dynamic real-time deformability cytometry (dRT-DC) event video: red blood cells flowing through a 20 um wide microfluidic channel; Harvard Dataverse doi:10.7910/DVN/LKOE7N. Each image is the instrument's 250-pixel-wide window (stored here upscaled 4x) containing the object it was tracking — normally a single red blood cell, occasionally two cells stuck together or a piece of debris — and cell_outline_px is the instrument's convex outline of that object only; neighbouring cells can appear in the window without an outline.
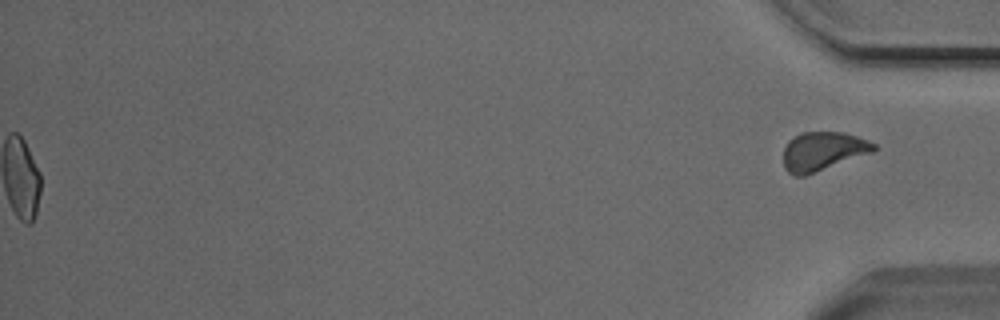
{"species": "Egyptian fruit bat (a non-hibernating species)", "species_latin": "Rousettus aegyptiacus", "temperature_condition": "cold", "stored_images_in_passage": 53, "segment_of_instrument_passage": [2, 2], "camera_frame_rate_fps": 3000, "um_per_image_px": 0.085, "animal": {"sex": "male"}, "frame": {"image": 1, "passage_image": 53, "time_ms": 17.333, "image_size_px": [1000, 320], "cell_outline_px": [[876, 148], [872, 152], [804, 176], [796, 176], [788, 172], [784, 168], [784, 148], [788, 140], [800, 132], [844, 132], [868, 140], [876, 144]], "centroid_in_image_um": [69.92, 12.84], "position_along_channel_um": 365.3, "area_um2": 20.35}}